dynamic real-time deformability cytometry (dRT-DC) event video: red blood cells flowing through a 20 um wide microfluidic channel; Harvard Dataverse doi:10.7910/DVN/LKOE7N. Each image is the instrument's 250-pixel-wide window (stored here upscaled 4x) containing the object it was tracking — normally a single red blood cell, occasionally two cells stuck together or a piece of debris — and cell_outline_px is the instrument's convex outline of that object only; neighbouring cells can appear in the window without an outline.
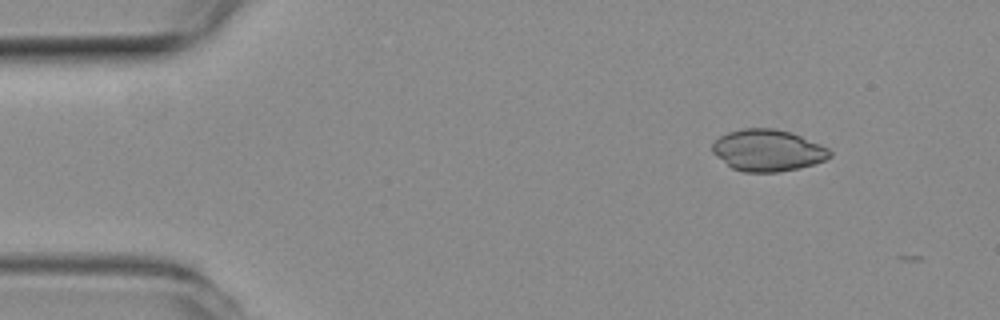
{"species": "common noctule bat (a hibernating species)", "species_latin": "Nyctalus noctula", "temperature_condition": "room temperature", "stored_images_in_passage": 5, "camera_frame_rate_fps": 3000, "um_per_image_px": 0.085, "animal": {"sex": "female", "body_mass_g": 19.3, "forearm_length_mm": 54.1}, "frame": {"image": 1, "passage_image": 2, "time_ms": 0.333, "image_size_px": [1000, 320], "cell_outline_px": [[832, 156], [824, 160], [800, 168], [780, 172], [744, 172], [732, 168], [716, 156], [712, 152], [712, 144], [720, 136], [728, 132], [740, 128], [776, 128], [792, 132], [820, 144], [828, 148], [832, 152]], "centroid_in_image_um": [65.26, 12.77], "position_along_channel_um": 19.7, "area_um2": 28.67}}